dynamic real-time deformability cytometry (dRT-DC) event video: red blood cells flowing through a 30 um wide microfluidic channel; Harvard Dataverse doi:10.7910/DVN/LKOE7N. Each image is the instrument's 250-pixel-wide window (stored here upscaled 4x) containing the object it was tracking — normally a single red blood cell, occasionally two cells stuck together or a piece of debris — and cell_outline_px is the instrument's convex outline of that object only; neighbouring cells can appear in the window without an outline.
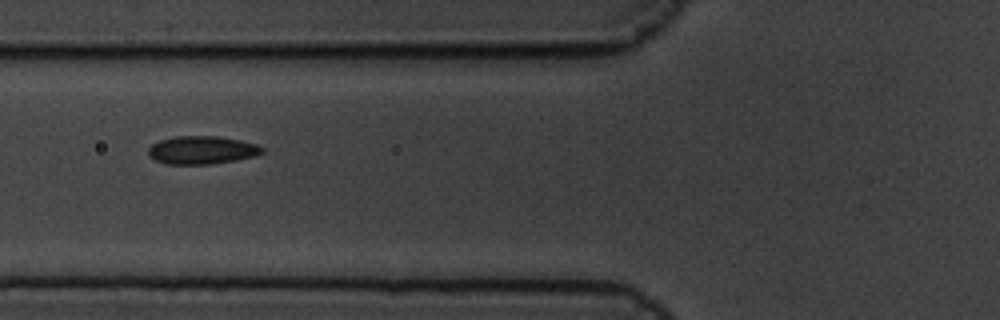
{"species": "common noctule bat (a hibernating species)", "species_latin": "Nyctalus noctula", "temperature_condition": "cold", "stored_images_in_passage": 13, "camera_frame_rate_fps": 3000, "um_per_image_px": 0.085, "animal": {"sex": "male", "body_mass_g": 19.5, "forearm_length_mm": 54.6}, "frame": {"image": 1, "passage_image": 8, "time_ms": 2.333, "image_size_px": [1000, 320], "cell_outline_px": [[264, 152], [256, 156], [236, 160], [212, 164], [164, 164], [156, 160], [148, 152], [148, 148], [152, 144], [160, 140], [176, 136], [216, 136], [240, 140], [256, 144], [264, 148]], "centroid_in_image_um": [17.19, 12.76], "position_along_channel_um": 108.6, "area_um2": 18.61}}
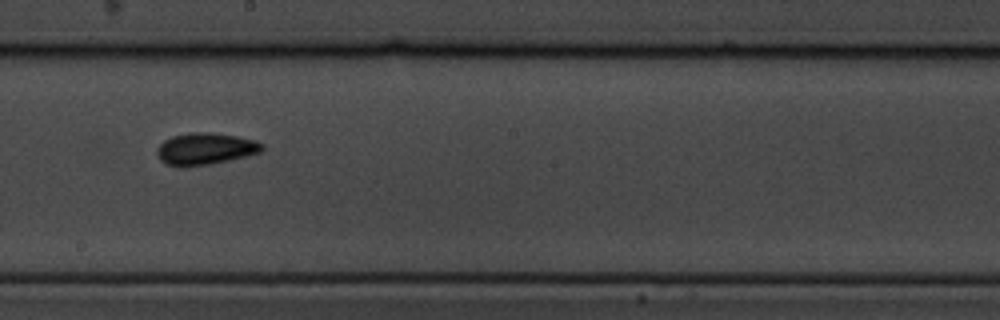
{"frame": {"image": 2, "passage_image": 11, "time_ms": 3.333, "image_size_px": [1000, 320], "cell_outline_px": [[264, 148], [260, 152], [228, 160], [208, 164], [180, 168], [168, 164], [160, 160], [156, 152], [156, 148], [164, 140], [172, 136], [188, 132], [212, 132], [236, 136], [256, 140], [264, 144]], "centroid_in_image_um": [17.42, 12.64], "position_along_channel_um": 230.8, "area_um2": 19.59}}
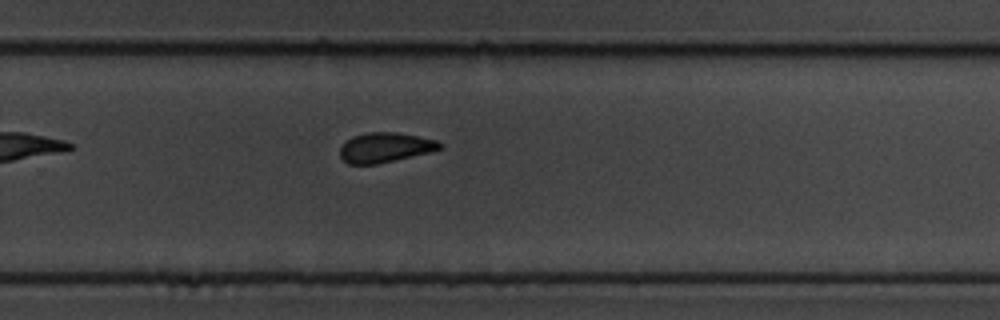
{"frame": {"image": 3, "passage_image": 13, "time_ms": 4.0, "image_size_px": [1000, 320], "cell_outline_px": [[444, 148], [428, 152], [376, 164], [348, 164], [340, 156], [340, 148], [352, 136], [368, 132], [396, 132], [436, 140], [444, 144]], "centroid_in_image_um": [32.74, 12.53], "position_along_channel_um": 297.1, "area_um2": 17.11}}